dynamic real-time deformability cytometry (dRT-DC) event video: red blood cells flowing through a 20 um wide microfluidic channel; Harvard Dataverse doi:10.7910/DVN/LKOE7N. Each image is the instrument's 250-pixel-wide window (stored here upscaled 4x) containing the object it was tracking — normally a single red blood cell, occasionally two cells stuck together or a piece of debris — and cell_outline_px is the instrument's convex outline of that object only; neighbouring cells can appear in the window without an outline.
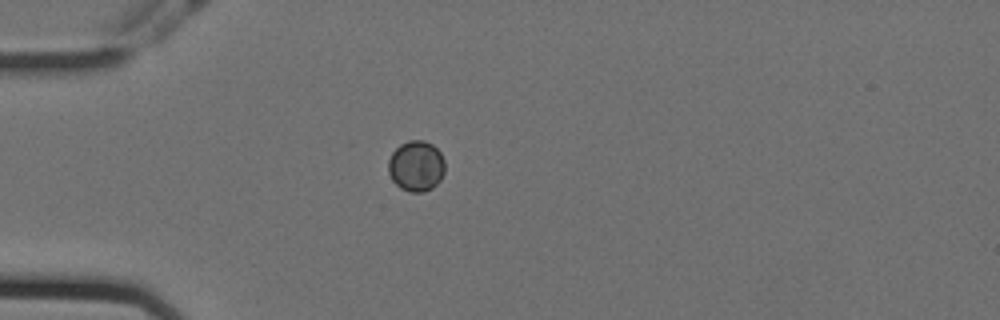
{"species": "Egyptian fruit bat (a non-hibernating species)", "species_latin": "Rousettus aegyptiacus", "temperature_condition": "cold", "stored_images_in_passage": 20, "camera_frame_rate_fps": 3000, "um_per_image_px": 0.085, "animal": {"sex": "female"}, "frame": {"image": 1, "passage_image": 1, "time_ms": 0.0, "image_size_px": [1000, 320], "cell_outline_px": [[444, 172], [440, 180], [432, 188], [424, 192], [408, 192], [400, 188], [392, 180], [388, 172], [388, 160], [392, 152], [400, 144], [408, 140], [424, 140], [432, 144], [440, 152], [444, 160]], "centroid_in_image_um": [35.36, 14.11], "position_along_channel_um": 49.6, "area_um2": 16.88}}
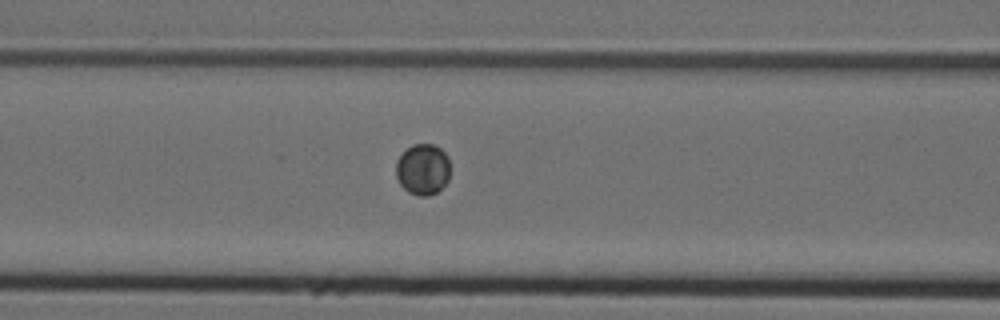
{"frame": {"image": 2, "passage_image": 9, "time_ms": 2.667, "image_size_px": [1000, 320], "cell_outline_px": [[448, 180], [436, 192], [428, 196], [420, 196], [408, 192], [400, 184], [396, 176], [396, 160], [412, 144], [432, 144], [440, 148], [448, 156]], "centroid_in_image_um": [35.92, 14.39], "position_along_channel_um": 130.7, "area_um2": 15.95}}
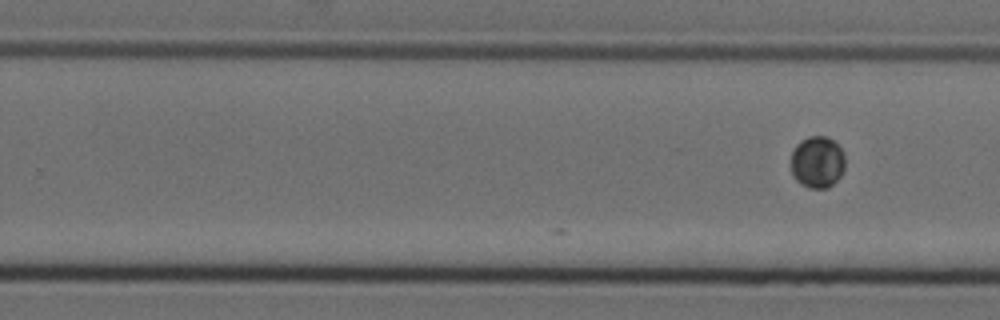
{"frame": {"image": 3, "passage_image": 20, "time_ms": 6.333, "image_size_px": [1000, 320], "cell_outline_px": [[844, 168], [840, 176], [828, 188], [808, 188], [800, 184], [796, 180], [792, 172], [792, 152], [796, 144], [800, 140], [808, 136], [828, 136], [844, 152]], "centroid_in_image_um": [69.47, 13.77], "position_along_channel_um": 260.3, "area_um2": 16.36}}